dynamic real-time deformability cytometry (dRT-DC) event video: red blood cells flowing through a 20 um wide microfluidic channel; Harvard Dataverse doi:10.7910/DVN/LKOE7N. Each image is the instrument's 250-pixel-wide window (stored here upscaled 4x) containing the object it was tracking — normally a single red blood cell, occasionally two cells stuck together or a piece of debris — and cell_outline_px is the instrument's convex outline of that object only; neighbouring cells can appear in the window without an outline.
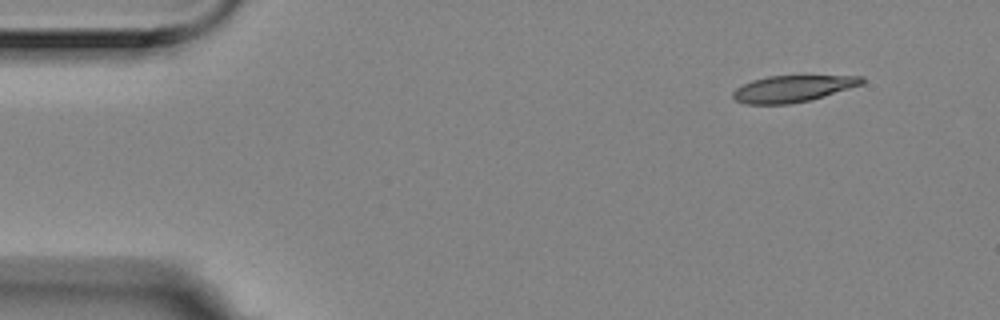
{"species": "Egyptian fruit bat (a non-hibernating species)", "species_latin": "Rousettus aegyptiacus", "temperature_condition": "room temperature", "stored_images_in_passage": 34, "camera_frame_rate_fps": 3000, "um_per_image_px": 0.085, "animal": {"sex": "female"}, "frame": {"image": 1, "passage_image": 1, "time_ms": 0.0, "image_size_px": [1000, 320], "cell_outline_px": [[864, 84], [824, 96], [792, 104], [744, 104], [736, 100], [732, 96], [732, 92], [736, 88], [752, 80], [768, 76], [864, 76]], "centroid_in_image_um": [67.37, 7.54], "position_along_channel_um": 17.6, "area_um2": 19.88}}
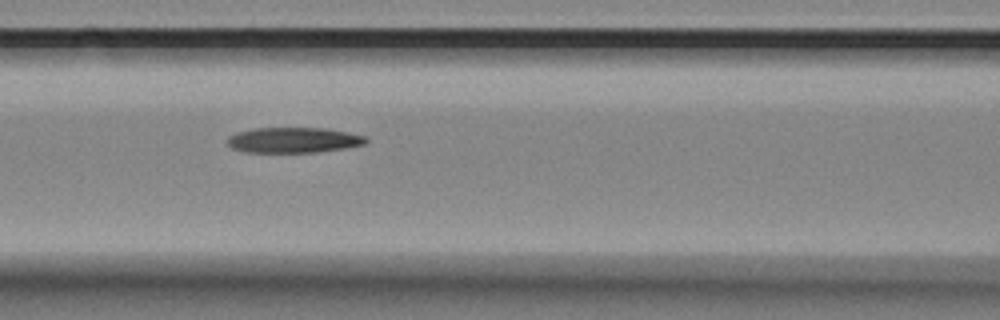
{"frame": {"image": 2, "passage_image": 19, "time_ms": 6.0, "image_size_px": [1000, 320], "cell_outline_px": [[368, 140], [364, 144], [344, 148], [316, 152], [244, 152], [232, 148], [224, 140], [228, 136], [236, 132], [252, 128], [328, 128], [368, 136]], "centroid_in_image_um": [24.92, 11.9], "position_along_channel_um": 141.7, "area_um2": 20.75}}
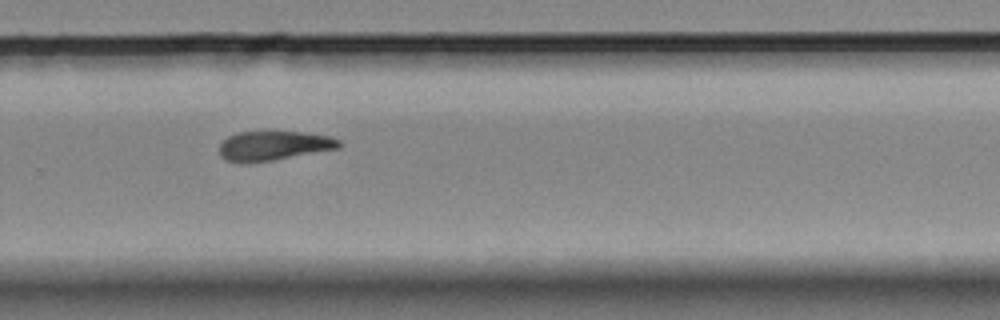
{"frame": {"image": 3, "passage_image": 33, "time_ms": 10.667, "image_size_px": [1000, 320], "cell_outline_px": [[344, 144], [340, 148], [272, 160], [248, 164], [240, 164], [224, 160], [220, 156], [220, 144], [228, 136], [240, 132], [304, 132], [328, 136], [340, 140]], "centroid_in_image_um": [23.25, 12.41], "position_along_channel_um": 306.6, "area_um2": 20.69}, "authors_computed_cell_mechanics": {"area_um2": 21.3282, "velocity_mm_per_s": 3.5408, "shape_relaxation_time_tau1_ms": 11.2802, "shape_relaxation_time_tau2_ms": null, "deformation_change_tau1": 0.2829, "deformation_change_tau2": null}}